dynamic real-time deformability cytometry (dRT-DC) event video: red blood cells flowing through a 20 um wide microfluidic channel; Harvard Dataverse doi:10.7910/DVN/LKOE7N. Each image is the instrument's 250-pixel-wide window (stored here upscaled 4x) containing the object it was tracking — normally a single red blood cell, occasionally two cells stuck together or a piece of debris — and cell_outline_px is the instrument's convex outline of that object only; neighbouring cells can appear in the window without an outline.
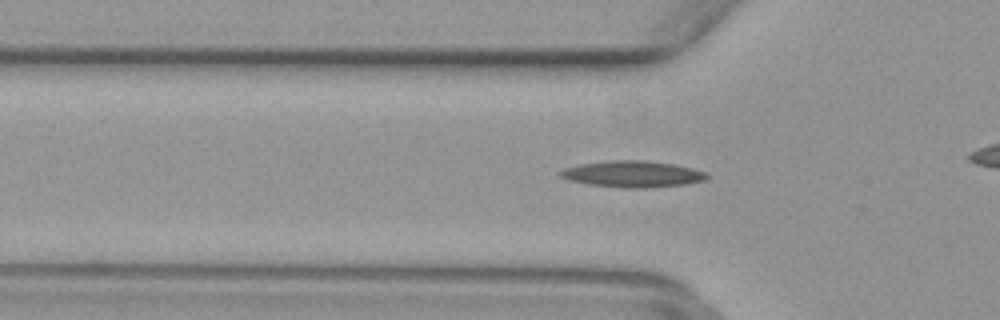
{"species": "common noctule bat (a hibernating species)", "species_latin": "Nyctalus noctula", "temperature_condition": "warm", "stored_images_in_passage": 39, "camera_frame_rate_fps": 3000, "um_per_image_px": 0.085, "animal": {"sex": "female", "body_mass_g": 29.2, "forearm_length_mm": 56.3}, "frame": {"image": 1, "passage_image": 15, "time_ms": 4.667, "image_size_px": [1000, 320], "cell_outline_px": [[708, 176], [704, 180], [688, 184], [648, 188], [624, 188], [588, 184], [568, 180], [560, 176], [560, 172], [564, 168], [580, 164], [612, 160], [648, 160], [672, 164], [692, 168], [704, 172]], "centroid_in_image_um": [53.76, 14.8], "position_along_channel_um": 72.0, "area_um2": 22.48}}
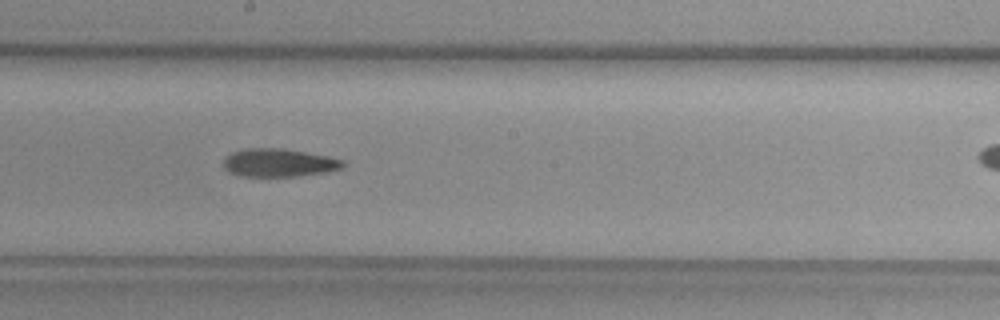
{"frame": {"image": 2, "passage_image": 26, "time_ms": 8.333, "image_size_px": [1000, 320], "cell_outline_px": [[344, 164], [340, 168], [328, 172], [292, 176], [240, 176], [228, 172], [224, 168], [224, 156], [232, 152], [244, 148], [280, 148], [328, 156], [344, 160]], "centroid_in_image_um": [23.65, 13.83], "position_along_channel_um": 224.5, "area_um2": 19.54}}
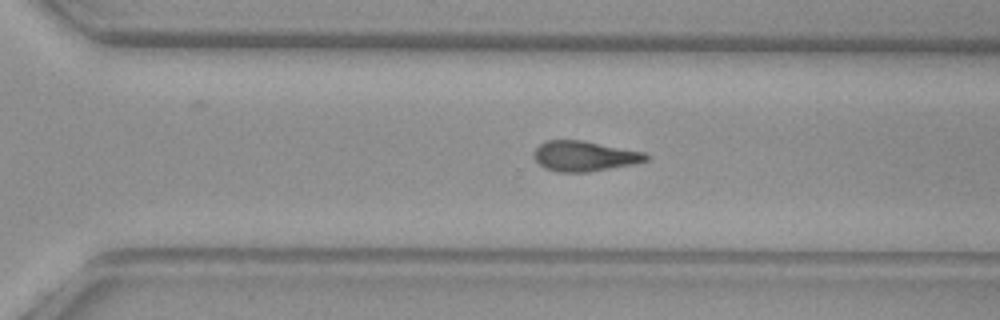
{"frame": {"image": 3, "passage_image": 33, "time_ms": 10.667, "image_size_px": [1000, 320], "cell_outline_px": [[652, 156], [648, 160], [636, 164], [588, 172], [556, 172], [544, 168], [532, 156], [532, 152], [540, 144], [548, 140], [580, 140], [648, 152]], "centroid_in_image_um": [49.73, 13.27], "position_along_channel_um": 320.9, "area_um2": 20.11}}